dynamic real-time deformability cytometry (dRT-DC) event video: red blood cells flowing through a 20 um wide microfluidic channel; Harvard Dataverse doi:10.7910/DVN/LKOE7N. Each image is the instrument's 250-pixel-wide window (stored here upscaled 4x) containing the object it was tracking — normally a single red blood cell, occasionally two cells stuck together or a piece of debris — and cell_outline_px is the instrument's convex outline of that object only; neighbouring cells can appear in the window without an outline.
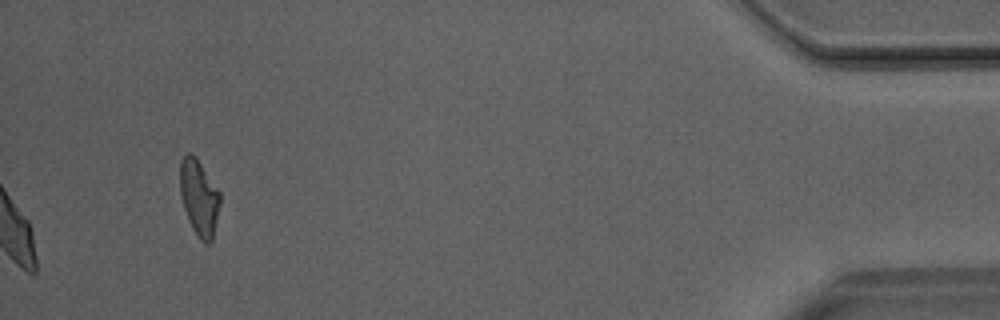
{"species": "Egyptian fruit bat (a non-hibernating species)", "species_latin": "Rousettus aegyptiacus", "temperature_condition": "room temperature", "stored_images_in_passage": 37, "camera_frame_rate_fps": 3000, "um_per_image_px": 0.085, "animal": {"sex": "male"}, "frame": {"image": 1, "passage_image": 37, "time_ms": 12.0, "image_size_px": [1000, 320], "cell_outline_px": [[220, 200], [212, 240], [208, 244], [204, 244], [200, 240], [192, 228], [188, 220], [180, 196], [180, 160], [188, 152], [196, 156], [220, 192]], "centroid_in_image_um": [16.9, 16.78], "position_along_channel_um": 418.3, "area_um2": 17.69}}